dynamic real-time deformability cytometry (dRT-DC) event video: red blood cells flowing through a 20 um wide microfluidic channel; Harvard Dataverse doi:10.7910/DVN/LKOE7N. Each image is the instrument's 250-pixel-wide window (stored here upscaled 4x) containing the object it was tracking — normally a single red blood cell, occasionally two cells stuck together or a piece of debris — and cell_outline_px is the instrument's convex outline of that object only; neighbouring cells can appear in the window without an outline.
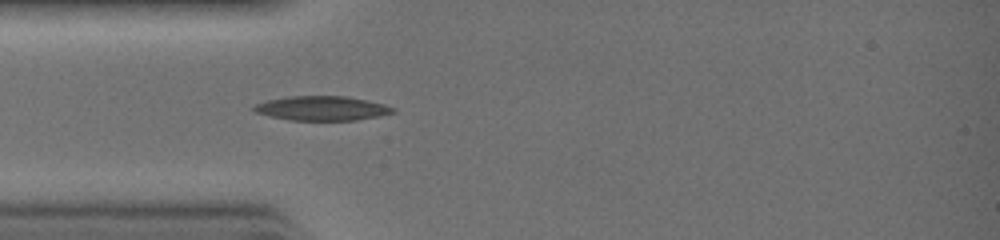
{"species": "common noctule bat (a hibernating species)", "species_latin": "Nyctalus noctula", "temperature_condition": "warm", "stored_images_in_passage": 24, "camera_frame_rate_fps": 3000, "um_per_image_px": 0.085, "animal": {"sex": "female", "body_mass_g": 19.0, "forearm_length_mm": 51.5}, "frame": {"image": 1, "passage_image": 1, "time_ms": 0.0, "image_size_px": [1000, 240], "cell_outline_px": [[396, 112], [380, 116], [356, 120], [288, 120], [268, 116], [256, 112], [252, 108], [256, 104], [268, 100], [288, 96], [344, 96], [384, 104], [396, 108]], "centroid_in_image_um": [27.37, 9.21], "position_along_channel_um": 57.6, "area_um2": 19.71}}
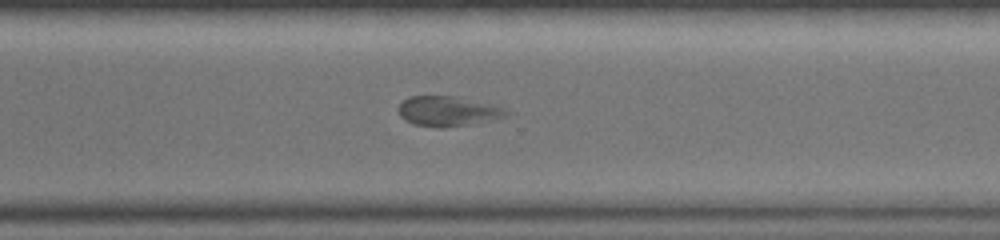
{"frame": {"image": 2, "passage_image": 15, "time_ms": 4.667, "image_size_px": [1000, 240], "cell_outline_px": [[516, 112], [508, 116], [472, 124], [440, 128], [436, 128], [412, 124], [404, 120], [400, 116], [400, 104], [404, 100], [412, 96], [452, 96], [504, 108]], "centroid_in_image_um": [38.1, 9.48], "position_along_channel_um": 332.5, "area_um2": 18.73}}
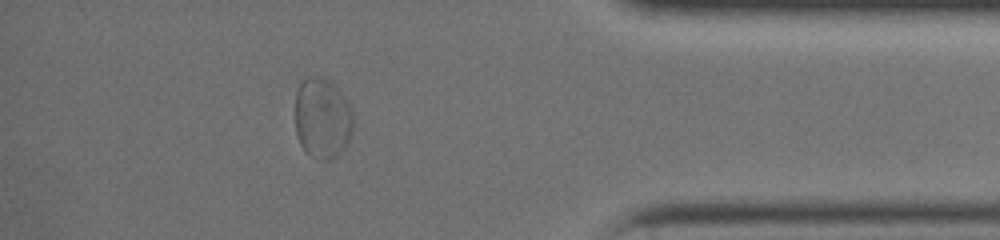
{"frame": {"image": 3, "passage_image": 20, "time_ms": 6.333, "image_size_px": [1000, 240], "cell_outline_px": [[352, 132], [344, 148], [332, 160], [320, 160], [312, 156], [300, 144], [296, 136], [296, 92], [300, 84], [304, 80], [316, 76], [320, 76], [328, 80], [348, 100], [352, 112]], "centroid_in_image_um": [27.4, 10.07], "position_along_channel_um": 407.8, "area_um2": 27.05}}